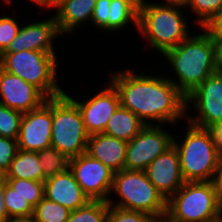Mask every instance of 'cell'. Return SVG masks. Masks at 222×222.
Returning a JSON list of instances; mask_svg holds the SVG:
<instances>
[{
  "mask_svg": "<svg viewBox=\"0 0 222 222\" xmlns=\"http://www.w3.org/2000/svg\"><path fill=\"white\" fill-rule=\"evenodd\" d=\"M64 1L66 0H44V9L46 8H54L56 9L58 6H60Z\"/></svg>",
  "mask_w": 222,
  "mask_h": 222,
  "instance_id": "cell-42",
  "label": "cell"
},
{
  "mask_svg": "<svg viewBox=\"0 0 222 222\" xmlns=\"http://www.w3.org/2000/svg\"><path fill=\"white\" fill-rule=\"evenodd\" d=\"M145 126L137 115L120 105L110 117L103 133L128 142Z\"/></svg>",
  "mask_w": 222,
  "mask_h": 222,
  "instance_id": "cell-20",
  "label": "cell"
},
{
  "mask_svg": "<svg viewBox=\"0 0 222 222\" xmlns=\"http://www.w3.org/2000/svg\"><path fill=\"white\" fill-rule=\"evenodd\" d=\"M163 56L177 75V78L169 80L185 97L218 71L214 42L205 31L195 36L189 35Z\"/></svg>",
  "mask_w": 222,
  "mask_h": 222,
  "instance_id": "cell-2",
  "label": "cell"
},
{
  "mask_svg": "<svg viewBox=\"0 0 222 222\" xmlns=\"http://www.w3.org/2000/svg\"><path fill=\"white\" fill-rule=\"evenodd\" d=\"M144 171L166 200L185 183L181 175L179 155L174 146L156 157Z\"/></svg>",
  "mask_w": 222,
  "mask_h": 222,
  "instance_id": "cell-16",
  "label": "cell"
},
{
  "mask_svg": "<svg viewBox=\"0 0 222 222\" xmlns=\"http://www.w3.org/2000/svg\"><path fill=\"white\" fill-rule=\"evenodd\" d=\"M150 222H175L171 220L167 215H163L160 217H154Z\"/></svg>",
  "mask_w": 222,
  "mask_h": 222,
  "instance_id": "cell-43",
  "label": "cell"
},
{
  "mask_svg": "<svg viewBox=\"0 0 222 222\" xmlns=\"http://www.w3.org/2000/svg\"><path fill=\"white\" fill-rule=\"evenodd\" d=\"M209 130L212 133L218 152L222 158V121L213 125Z\"/></svg>",
  "mask_w": 222,
  "mask_h": 222,
  "instance_id": "cell-35",
  "label": "cell"
},
{
  "mask_svg": "<svg viewBox=\"0 0 222 222\" xmlns=\"http://www.w3.org/2000/svg\"><path fill=\"white\" fill-rule=\"evenodd\" d=\"M20 23L10 16H0V54L8 47L16 37Z\"/></svg>",
  "mask_w": 222,
  "mask_h": 222,
  "instance_id": "cell-31",
  "label": "cell"
},
{
  "mask_svg": "<svg viewBox=\"0 0 222 222\" xmlns=\"http://www.w3.org/2000/svg\"><path fill=\"white\" fill-rule=\"evenodd\" d=\"M165 2L162 3H156V4H160V5H170V6H179V7H183L185 8L188 0H163Z\"/></svg>",
  "mask_w": 222,
  "mask_h": 222,
  "instance_id": "cell-41",
  "label": "cell"
},
{
  "mask_svg": "<svg viewBox=\"0 0 222 222\" xmlns=\"http://www.w3.org/2000/svg\"><path fill=\"white\" fill-rule=\"evenodd\" d=\"M7 178H20L43 182V171L38 153L18 149L7 170Z\"/></svg>",
  "mask_w": 222,
  "mask_h": 222,
  "instance_id": "cell-21",
  "label": "cell"
},
{
  "mask_svg": "<svg viewBox=\"0 0 222 222\" xmlns=\"http://www.w3.org/2000/svg\"><path fill=\"white\" fill-rule=\"evenodd\" d=\"M0 104L22 113L40 107L47 97L34 85L0 67Z\"/></svg>",
  "mask_w": 222,
  "mask_h": 222,
  "instance_id": "cell-14",
  "label": "cell"
},
{
  "mask_svg": "<svg viewBox=\"0 0 222 222\" xmlns=\"http://www.w3.org/2000/svg\"><path fill=\"white\" fill-rule=\"evenodd\" d=\"M5 183L0 184V222H4L9 216L4 203Z\"/></svg>",
  "mask_w": 222,
  "mask_h": 222,
  "instance_id": "cell-39",
  "label": "cell"
},
{
  "mask_svg": "<svg viewBox=\"0 0 222 222\" xmlns=\"http://www.w3.org/2000/svg\"><path fill=\"white\" fill-rule=\"evenodd\" d=\"M57 56L36 50L2 52L0 67L37 87L47 98L63 94L56 77Z\"/></svg>",
  "mask_w": 222,
  "mask_h": 222,
  "instance_id": "cell-7",
  "label": "cell"
},
{
  "mask_svg": "<svg viewBox=\"0 0 222 222\" xmlns=\"http://www.w3.org/2000/svg\"><path fill=\"white\" fill-rule=\"evenodd\" d=\"M16 37L3 52L36 50L55 54L53 40L61 36L54 15L49 19L21 25Z\"/></svg>",
  "mask_w": 222,
  "mask_h": 222,
  "instance_id": "cell-15",
  "label": "cell"
},
{
  "mask_svg": "<svg viewBox=\"0 0 222 222\" xmlns=\"http://www.w3.org/2000/svg\"><path fill=\"white\" fill-rule=\"evenodd\" d=\"M215 46V63L218 71L222 72V37H211Z\"/></svg>",
  "mask_w": 222,
  "mask_h": 222,
  "instance_id": "cell-37",
  "label": "cell"
},
{
  "mask_svg": "<svg viewBox=\"0 0 222 222\" xmlns=\"http://www.w3.org/2000/svg\"><path fill=\"white\" fill-rule=\"evenodd\" d=\"M23 113L0 104V136L18 139Z\"/></svg>",
  "mask_w": 222,
  "mask_h": 222,
  "instance_id": "cell-27",
  "label": "cell"
},
{
  "mask_svg": "<svg viewBox=\"0 0 222 222\" xmlns=\"http://www.w3.org/2000/svg\"><path fill=\"white\" fill-rule=\"evenodd\" d=\"M128 23H133L135 27H138V15L123 1L111 0L108 31L122 30Z\"/></svg>",
  "mask_w": 222,
  "mask_h": 222,
  "instance_id": "cell-23",
  "label": "cell"
},
{
  "mask_svg": "<svg viewBox=\"0 0 222 222\" xmlns=\"http://www.w3.org/2000/svg\"><path fill=\"white\" fill-rule=\"evenodd\" d=\"M6 182L33 208L44 198V182L42 181L7 178Z\"/></svg>",
  "mask_w": 222,
  "mask_h": 222,
  "instance_id": "cell-25",
  "label": "cell"
},
{
  "mask_svg": "<svg viewBox=\"0 0 222 222\" xmlns=\"http://www.w3.org/2000/svg\"><path fill=\"white\" fill-rule=\"evenodd\" d=\"M5 3L7 4H11L12 3V0H3ZM32 1L33 3H35L36 5H38L39 7H42L44 8V0H30Z\"/></svg>",
  "mask_w": 222,
  "mask_h": 222,
  "instance_id": "cell-45",
  "label": "cell"
},
{
  "mask_svg": "<svg viewBox=\"0 0 222 222\" xmlns=\"http://www.w3.org/2000/svg\"><path fill=\"white\" fill-rule=\"evenodd\" d=\"M128 142L104 133L89 136L86 154L101 161L114 173L124 169Z\"/></svg>",
  "mask_w": 222,
  "mask_h": 222,
  "instance_id": "cell-18",
  "label": "cell"
},
{
  "mask_svg": "<svg viewBox=\"0 0 222 222\" xmlns=\"http://www.w3.org/2000/svg\"><path fill=\"white\" fill-rule=\"evenodd\" d=\"M69 169L91 201H108L113 186L111 169L86 153L71 158Z\"/></svg>",
  "mask_w": 222,
  "mask_h": 222,
  "instance_id": "cell-11",
  "label": "cell"
},
{
  "mask_svg": "<svg viewBox=\"0 0 222 222\" xmlns=\"http://www.w3.org/2000/svg\"><path fill=\"white\" fill-rule=\"evenodd\" d=\"M4 222H36L33 215L8 217Z\"/></svg>",
  "mask_w": 222,
  "mask_h": 222,
  "instance_id": "cell-40",
  "label": "cell"
},
{
  "mask_svg": "<svg viewBox=\"0 0 222 222\" xmlns=\"http://www.w3.org/2000/svg\"><path fill=\"white\" fill-rule=\"evenodd\" d=\"M7 181V171L0 167V184Z\"/></svg>",
  "mask_w": 222,
  "mask_h": 222,
  "instance_id": "cell-44",
  "label": "cell"
},
{
  "mask_svg": "<svg viewBox=\"0 0 222 222\" xmlns=\"http://www.w3.org/2000/svg\"><path fill=\"white\" fill-rule=\"evenodd\" d=\"M44 197L70 211L84 207L91 201L77 183L70 169L44 181Z\"/></svg>",
  "mask_w": 222,
  "mask_h": 222,
  "instance_id": "cell-17",
  "label": "cell"
},
{
  "mask_svg": "<svg viewBox=\"0 0 222 222\" xmlns=\"http://www.w3.org/2000/svg\"><path fill=\"white\" fill-rule=\"evenodd\" d=\"M153 218L144 212L125 210L109 205L105 222H150Z\"/></svg>",
  "mask_w": 222,
  "mask_h": 222,
  "instance_id": "cell-30",
  "label": "cell"
},
{
  "mask_svg": "<svg viewBox=\"0 0 222 222\" xmlns=\"http://www.w3.org/2000/svg\"><path fill=\"white\" fill-rule=\"evenodd\" d=\"M127 4L137 15H139L148 2L145 0H121Z\"/></svg>",
  "mask_w": 222,
  "mask_h": 222,
  "instance_id": "cell-38",
  "label": "cell"
},
{
  "mask_svg": "<svg viewBox=\"0 0 222 222\" xmlns=\"http://www.w3.org/2000/svg\"><path fill=\"white\" fill-rule=\"evenodd\" d=\"M186 7L198 16L197 26L202 27L215 13L222 9V0H188Z\"/></svg>",
  "mask_w": 222,
  "mask_h": 222,
  "instance_id": "cell-29",
  "label": "cell"
},
{
  "mask_svg": "<svg viewBox=\"0 0 222 222\" xmlns=\"http://www.w3.org/2000/svg\"><path fill=\"white\" fill-rule=\"evenodd\" d=\"M4 203L9 217L33 215V207L5 182Z\"/></svg>",
  "mask_w": 222,
  "mask_h": 222,
  "instance_id": "cell-28",
  "label": "cell"
},
{
  "mask_svg": "<svg viewBox=\"0 0 222 222\" xmlns=\"http://www.w3.org/2000/svg\"><path fill=\"white\" fill-rule=\"evenodd\" d=\"M112 192L119 196V201H112L111 195L107 201L110 206L144 212L153 217L166 215L167 200L149 181L145 171L123 169L115 172Z\"/></svg>",
  "mask_w": 222,
  "mask_h": 222,
  "instance_id": "cell-6",
  "label": "cell"
},
{
  "mask_svg": "<svg viewBox=\"0 0 222 222\" xmlns=\"http://www.w3.org/2000/svg\"><path fill=\"white\" fill-rule=\"evenodd\" d=\"M89 136L78 106L65 93L52 97L51 146L71 159L86 153Z\"/></svg>",
  "mask_w": 222,
  "mask_h": 222,
  "instance_id": "cell-8",
  "label": "cell"
},
{
  "mask_svg": "<svg viewBox=\"0 0 222 222\" xmlns=\"http://www.w3.org/2000/svg\"><path fill=\"white\" fill-rule=\"evenodd\" d=\"M182 142L174 136L173 146L179 155L180 170L185 182L212 181L221 160L217 146L209 129H203L187 122Z\"/></svg>",
  "mask_w": 222,
  "mask_h": 222,
  "instance_id": "cell-3",
  "label": "cell"
},
{
  "mask_svg": "<svg viewBox=\"0 0 222 222\" xmlns=\"http://www.w3.org/2000/svg\"><path fill=\"white\" fill-rule=\"evenodd\" d=\"M166 215L175 222H221V201L212 181L185 182L167 200Z\"/></svg>",
  "mask_w": 222,
  "mask_h": 222,
  "instance_id": "cell-5",
  "label": "cell"
},
{
  "mask_svg": "<svg viewBox=\"0 0 222 222\" xmlns=\"http://www.w3.org/2000/svg\"><path fill=\"white\" fill-rule=\"evenodd\" d=\"M97 0H66L54 14L60 35L74 33L84 22L91 20Z\"/></svg>",
  "mask_w": 222,
  "mask_h": 222,
  "instance_id": "cell-19",
  "label": "cell"
},
{
  "mask_svg": "<svg viewBox=\"0 0 222 222\" xmlns=\"http://www.w3.org/2000/svg\"><path fill=\"white\" fill-rule=\"evenodd\" d=\"M111 0H97L91 22L95 27L108 31V16L110 12Z\"/></svg>",
  "mask_w": 222,
  "mask_h": 222,
  "instance_id": "cell-33",
  "label": "cell"
},
{
  "mask_svg": "<svg viewBox=\"0 0 222 222\" xmlns=\"http://www.w3.org/2000/svg\"><path fill=\"white\" fill-rule=\"evenodd\" d=\"M70 213L69 209L45 197L33 208L36 222H66Z\"/></svg>",
  "mask_w": 222,
  "mask_h": 222,
  "instance_id": "cell-24",
  "label": "cell"
},
{
  "mask_svg": "<svg viewBox=\"0 0 222 222\" xmlns=\"http://www.w3.org/2000/svg\"><path fill=\"white\" fill-rule=\"evenodd\" d=\"M179 6L148 2L138 15V29L156 51L162 55L184 41L190 34L188 20Z\"/></svg>",
  "mask_w": 222,
  "mask_h": 222,
  "instance_id": "cell-4",
  "label": "cell"
},
{
  "mask_svg": "<svg viewBox=\"0 0 222 222\" xmlns=\"http://www.w3.org/2000/svg\"><path fill=\"white\" fill-rule=\"evenodd\" d=\"M201 29L210 37H222V9L215 13Z\"/></svg>",
  "mask_w": 222,
  "mask_h": 222,
  "instance_id": "cell-34",
  "label": "cell"
},
{
  "mask_svg": "<svg viewBox=\"0 0 222 222\" xmlns=\"http://www.w3.org/2000/svg\"><path fill=\"white\" fill-rule=\"evenodd\" d=\"M212 183L218 194L219 199L221 200L222 199V158L215 170Z\"/></svg>",
  "mask_w": 222,
  "mask_h": 222,
  "instance_id": "cell-36",
  "label": "cell"
},
{
  "mask_svg": "<svg viewBox=\"0 0 222 222\" xmlns=\"http://www.w3.org/2000/svg\"><path fill=\"white\" fill-rule=\"evenodd\" d=\"M190 105L195 111L197 110V115L189 116L186 114L185 116L191 125L209 129L222 121L221 71L210 75L186 97V110Z\"/></svg>",
  "mask_w": 222,
  "mask_h": 222,
  "instance_id": "cell-9",
  "label": "cell"
},
{
  "mask_svg": "<svg viewBox=\"0 0 222 222\" xmlns=\"http://www.w3.org/2000/svg\"><path fill=\"white\" fill-rule=\"evenodd\" d=\"M108 207L106 201H90L84 207L71 211L66 222H105Z\"/></svg>",
  "mask_w": 222,
  "mask_h": 222,
  "instance_id": "cell-26",
  "label": "cell"
},
{
  "mask_svg": "<svg viewBox=\"0 0 222 222\" xmlns=\"http://www.w3.org/2000/svg\"><path fill=\"white\" fill-rule=\"evenodd\" d=\"M110 74L109 81L119 93L121 106L132 111L146 125H155L153 121L157 125L175 124L188 114L186 97L169 78L134 74L130 69L111 71Z\"/></svg>",
  "mask_w": 222,
  "mask_h": 222,
  "instance_id": "cell-1",
  "label": "cell"
},
{
  "mask_svg": "<svg viewBox=\"0 0 222 222\" xmlns=\"http://www.w3.org/2000/svg\"><path fill=\"white\" fill-rule=\"evenodd\" d=\"M37 153L43 171V182L69 169L70 159L57 148L50 146Z\"/></svg>",
  "mask_w": 222,
  "mask_h": 222,
  "instance_id": "cell-22",
  "label": "cell"
},
{
  "mask_svg": "<svg viewBox=\"0 0 222 222\" xmlns=\"http://www.w3.org/2000/svg\"><path fill=\"white\" fill-rule=\"evenodd\" d=\"M108 86L87 100L77 101L64 92L77 106L89 135L103 133L112 114L121 105L120 97L114 85ZM82 101V102H81Z\"/></svg>",
  "mask_w": 222,
  "mask_h": 222,
  "instance_id": "cell-13",
  "label": "cell"
},
{
  "mask_svg": "<svg viewBox=\"0 0 222 222\" xmlns=\"http://www.w3.org/2000/svg\"><path fill=\"white\" fill-rule=\"evenodd\" d=\"M17 151V140L0 136V167L7 171Z\"/></svg>",
  "mask_w": 222,
  "mask_h": 222,
  "instance_id": "cell-32",
  "label": "cell"
},
{
  "mask_svg": "<svg viewBox=\"0 0 222 222\" xmlns=\"http://www.w3.org/2000/svg\"><path fill=\"white\" fill-rule=\"evenodd\" d=\"M52 98L37 109L23 113L17 139L18 149L38 152L51 146Z\"/></svg>",
  "mask_w": 222,
  "mask_h": 222,
  "instance_id": "cell-12",
  "label": "cell"
},
{
  "mask_svg": "<svg viewBox=\"0 0 222 222\" xmlns=\"http://www.w3.org/2000/svg\"><path fill=\"white\" fill-rule=\"evenodd\" d=\"M173 138L161 125H146L128 141L124 169L144 171L156 157L173 146Z\"/></svg>",
  "mask_w": 222,
  "mask_h": 222,
  "instance_id": "cell-10",
  "label": "cell"
}]
</instances>
